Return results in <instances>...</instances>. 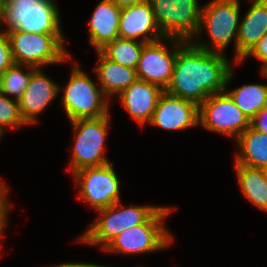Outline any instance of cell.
<instances>
[{
	"label": "cell",
	"instance_id": "6da1fadb",
	"mask_svg": "<svg viewBox=\"0 0 267 267\" xmlns=\"http://www.w3.org/2000/svg\"><path fill=\"white\" fill-rule=\"evenodd\" d=\"M224 54L198 48L186 41L178 50L173 75L165 92L195 102L226 90L233 70Z\"/></svg>",
	"mask_w": 267,
	"mask_h": 267
},
{
	"label": "cell",
	"instance_id": "7a4b0ae2",
	"mask_svg": "<svg viewBox=\"0 0 267 267\" xmlns=\"http://www.w3.org/2000/svg\"><path fill=\"white\" fill-rule=\"evenodd\" d=\"M59 13L53 0H6L1 23L8 29L37 34H62Z\"/></svg>",
	"mask_w": 267,
	"mask_h": 267
},
{
	"label": "cell",
	"instance_id": "3957f363",
	"mask_svg": "<svg viewBox=\"0 0 267 267\" xmlns=\"http://www.w3.org/2000/svg\"><path fill=\"white\" fill-rule=\"evenodd\" d=\"M14 63L25 67L62 63L71 55L64 49L62 34H37L21 30H6Z\"/></svg>",
	"mask_w": 267,
	"mask_h": 267
},
{
	"label": "cell",
	"instance_id": "277c9868",
	"mask_svg": "<svg viewBox=\"0 0 267 267\" xmlns=\"http://www.w3.org/2000/svg\"><path fill=\"white\" fill-rule=\"evenodd\" d=\"M239 0H212L202 7L199 32L195 38L200 36L201 29L205 26L211 39L210 44L193 43L198 48L210 52L223 53L229 42L235 37V57L237 63V37L239 30ZM199 35V36H198Z\"/></svg>",
	"mask_w": 267,
	"mask_h": 267
},
{
	"label": "cell",
	"instance_id": "5b68a950",
	"mask_svg": "<svg viewBox=\"0 0 267 267\" xmlns=\"http://www.w3.org/2000/svg\"><path fill=\"white\" fill-rule=\"evenodd\" d=\"M174 208L160 206L144 223L120 233L103 250L124 254L148 253L166 248L173 236L163 221Z\"/></svg>",
	"mask_w": 267,
	"mask_h": 267
},
{
	"label": "cell",
	"instance_id": "8992f818",
	"mask_svg": "<svg viewBox=\"0 0 267 267\" xmlns=\"http://www.w3.org/2000/svg\"><path fill=\"white\" fill-rule=\"evenodd\" d=\"M119 206L120 201L98 210L100 217L96 218V221L78 240L87 244H102L101 248L104 249L120 233L144 223L160 207L130 206L123 208L122 205Z\"/></svg>",
	"mask_w": 267,
	"mask_h": 267
},
{
	"label": "cell",
	"instance_id": "52a82bcc",
	"mask_svg": "<svg viewBox=\"0 0 267 267\" xmlns=\"http://www.w3.org/2000/svg\"><path fill=\"white\" fill-rule=\"evenodd\" d=\"M71 71L62 98L68 119H95L109 115V102L100 86L97 88L85 71L76 65Z\"/></svg>",
	"mask_w": 267,
	"mask_h": 267
},
{
	"label": "cell",
	"instance_id": "ba28073f",
	"mask_svg": "<svg viewBox=\"0 0 267 267\" xmlns=\"http://www.w3.org/2000/svg\"><path fill=\"white\" fill-rule=\"evenodd\" d=\"M110 115L95 119L70 121L74 128V146L69 168L75 173L84 168L100 167L109 164L104 155L105 138Z\"/></svg>",
	"mask_w": 267,
	"mask_h": 267
},
{
	"label": "cell",
	"instance_id": "9c48e42d",
	"mask_svg": "<svg viewBox=\"0 0 267 267\" xmlns=\"http://www.w3.org/2000/svg\"><path fill=\"white\" fill-rule=\"evenodd\" d=\"M155 20L164 37L194 42L202 8L197 0H150Z\"/></svg>",
	"mask_w": 267,
	"mask_h": 267
},
{
	"label": "cell",
	"instance_id": "30bf717a",
	"mask_svg": "<svg viewBox=\"0 0 267 267\" xmlns=\"http://www.w3.org/2000/svg\"><path fill=\"white\" fill-rule=\"evenodd\" d=\"M198 124L237 139L250 127V120L224 91L210 95L199 105Z\"/></svg>",
	"mask_w": 267,
	"mask_h": 267
},
{
	"label": "cell",
	"instance_id": "8fae6325",
	"mask_svg": "<svg viewBox=\"0 0 267 267\" xmlns=\"http://www.w3.org/2000/svg\"><path fill=\"white\" fill-rule=\"evenodd\" d=\"M79 184V197L95 208H107L120 200V183L113 163L100 167L84 168L73 173Z\"/></svg>",
	"mask_w": 267,
	"mask_h": 267
},
{
	"label": "cell",
	"instance_id": "7c38bea8",
	"mask_svg": "<svg viewBox=\"0 0 267 267\" xmlns=\"http://www.w3.org/2000/svg\"><path fill=\"white\" fill-rule=\"evenodd\" d=\"M168 39L176 46L172 47L173 51L161 43L163 39L145 43L136 68L138 80L157 85L164 91L171 81L177 52L186 42L176 38Z\"/></svg>",
	"mask_w": 267,
	"mask_h": 267
},
{
	"label": "cell",
	"instance_id": "4fadbf2b",
	"mask_svg": "<svg viewBox=\"0 0 267 267\" xmlns=\"http://www.w3.org/2000/svg\"><path fill=\"white\" fill-rule=\"evenodd\" d=\"M199 106L165 91L160 95L150 124L166 130H183L198 124Z\"/></svg>",
	"mask_w": 267,
	"mask_h": 267
},
{
	"label": "cell",
	"instance_id": "5bb4252c",
	"mask_svg": "<svg viewBox=\"0 0 267 267\" xmlns=\"http://www.w3.org/2000/svg\"><path fill=\"white\" fill-rule=\"evenodd\" d=\"M119 37L129 40H138L142 37L140 41L145 43L167 39L155 20L150 0H144L121 10Z\"/></svg>",
	"mask_w": 267,
	"mask_h": 267
},
{
	"label": "cell",
	"instance_id": "9a60e30c",
	"mask_svg": "<svg viewBox=\"0 0 267 267\" xmlns=\"http://www.w3.org/2000/svg\"><path fill=\"white\" fill-rule=\"evenodd\" d=\"M58 84L51 81L40 68L31 75L28 86L18 101L22 118L27 124L37 123L36 116L52 102L60 91Z\"/></svg>",
	"mask_w": 267,
	"mask_h": 267
},
{
	"label": "cell",
	"instance_id": "2e32d148",
	"mask_svg": "<svg viewBox=\"0 0 267 267\" xmlns=\"http://www.w3.org/2000/svg\"><path fill=\"white\" fill-rule=\"evenodd\" d=\"M160 87L136 80L119 94L122 105L139 125L150 123L160 95Z\"/></svg>",
	"mask_w": 267,
	"mask_h": 267
},
{
	"label": "cell",
	"instance_id": "e0dca14e",
	"mask_svg": "<svg viewBox=\"0 0 267 267\" xmlns=\"http://www.w3.org/2000/svg\"><path fill=\"white\" fill-rule=\"evenodd\" d=\"M121 10L112 0H102L97 4L89 23V44L96 51L119 37Z\"/></svg>",
	"mask_w": 267,
	"mask_h": 267
},
{
	"label": "cell",
	"instance_id": "ac0fdd59",
	"mask_svg": "<svg viewBox=\"0 0 267 267\" xmlns=\"http://www.w3.org/2000/svg\"><path fill=\"white\" fill-rule=\"evenodd\" d=\"M237 64L267 33V1H253L244 19L239 22Z\"/></svg>",
	"mask_w": 267,
	"mask_h": 267
},
{
	"label": "cell",
	"instance_id": "d6986e66",
	"mask_svg": "<svg viewBox=\"0 0 267 267\" xmlns=\"http://www.w3.org/2000/svg\"><path fill=\"white\" fill-rule=\"evenodd\" d=\"M99 62L95 67L99 86L105 96L119 95L137 80L136 69L114 63L97 51Z\"/></svg>",
	"mask_w": 267,
	"mask_h": 267
},
{
	"label": "cell",
	"instance_id": "ffe728a7",
	"mask_svg": "<svg viewBox=\"0 0 267 267\" xmlns=\"http://www.w3.org/2000/svg\"><path fill=\"white\" fill-rule=\"evenodd\" d=\"M241 154H236V163L252 168L267 164V134L249 127L237 139Z\"/></svg>",
	"mask_w": 267,
	"mask_h": 267
},
{
	"label": "cell",
	"instance_id": "44dd1931",
	"mask_svg": "<svg viewBox=\"0 0 267 267\" xmlns=\"http://www.w3.org/2000/svg\"><path fill=\"white\" fill-rule=\"evenodd\" d=\"M236 173L243 195L254 206L267 212V178L262 168H252L236 163Z\"/></svg>",
	"mask_w": 267,
	"mask_h": 267
},
{
	"label": "cell",
	"instance_id": "7402d4cb",
	"mask_svg": "<svg viewBox=\"0 0 267 267\" xmlns=\"http://www.w3.org/2000/svg\"><path fill=\"white\" fill-rule=\"evenodd\" d=\"M225 92L249 120L267 107V85L248 84Z\"/></svg>",
	"mask_w": 267,
	"mask_h": 267
},
{
	"label": "cell",
	"instance_id": "603a6c76",
	"mask_svg": "<svg viewBox=\"0 0 267 267\" xmlns=\"http://www.w3.org/2000/svg\"><path fill=\"white\" fill-rule=\"evenodd\" d=\"M144 45L145 42L118 37L108 43L100 52L114 63L136 69Z\"/></svg>",
	"mask_w": 267,
	"mask_h": 267
},
{
	"label": "cell",
	"instance_id": "cb8c5ba5",
	"mask_svg": "<svg viewBox=\"0 0 267 267\" xmlns=\"http://www.w3.org/2000/svg\"><path fill=\"white\" fill-rule=\"evenodd\" d=\"M22 65L14 64L0 76V91L4 95H14V100L19 101L26 90L32 73L37 69L28 66V72L22 71Z\"/></svg>",
	"mask_w": 267,
	"mask_h": 267
},
{
	"label": "cell",
	"instance_id": "d4e9b609",
	"mask_svg": "<svg viewBox=\"0 0 267 267\" xmlns=\"http://www.w3.org/2000/svg\"><path fill=\"white\" fill-rule=\"evenodd\" d=\"M26 124L20 112L19 102L13 101L0 91V134L3 135L5 126L18 129Z\"/></svg>",
	"mask_w": 267,
	"mask_h": 267
},
{
	"label": "cell",
	"instance_id": "484cf974",
	"mask_svg": "<svg viewBox=\"0 0 267 267\" xmlns=\"http://www.w3.org/2000/svg\"><path fill=\"white\" fill-rule=\"evenodd\" d=\"M14 64L10 40L5 30L0 32V76Z\"/></svg>",
	"mask_w": 267,
	"mask_h": 267
},
{
	"label": "cell",
	"instance_id": "4316f807",
	"mask_svg": "<svg viewBox=\"0 0 267 267\" xmlns=\"http://www.w3.org/2000/svg\"><path fill=\"white\" fill-rule=\"evenodd\" d=\"M7 188L5 186V183L0 182V239H1V234L3 233L2 230L5 227L6 224V218L7 217V212L9 211L11 207V202L7 200Z\"/></svg>",
	"mask_w": 267,
	"mask_h": 267
},
{
	"label": "cell",
	"instance_id": "83f0119b",
	"mask_svg": "<svg viewBox=\"0 0 267 267\" xmlns=\"http://www.w3.org/2000/svg\"><path fill=\"white\" fill-rule=\"evenodd\" d=\"M254 55L259 61H261L263 66L267 64V33L257 42V44L252 48V50L239 62L248 58V56Z\"/></svg>",
	"mask_w": 267,
	"mask_h": 267
},
{
	"label": "cell",
	"instance_id": "f1b7e54d",
	"mask_svg": "<svg viewBox=\"0 0 267 267\" xmlns=\"http://www.w3.org/2000/svg\"><path fill=\"white\" fill-rule=\"evenodd\" d=\"M250 127L254 130L267 134V107L262 108L250 120Z\"/></svg>",
	"mask_w": 267,
	"mask_h": 267
},
{
	"label": "cell",
	"instance_id": "f546056e",
	"mask_svg": "<svg viewBox=\"0 0 267 267\" xmlns=\"http://www.w3.org/2000/svg\"><path fill=\"white\" fill-rule=\"evenodd\" d=\"M54 267H108V266H103V265H98V264H91V263H63L59 265H55Z\"/></svg>",
	"mask_w": 267,
	"mask_h": 267
},
{
	"label": "cell",
	"instance_id": "4dcf8cb0",
	"mask_svg": "<svg viewBox=\"0 0 267 267\" xmlns=\"http://www.w3.org/2000/svg\"><path fill=\"white\" fill-rule=\"evenodd\" d=\"M119 8L123 9L144 0H112Z\"/></svg>",
	"mask_w": 267,
	"mask_h": 267
},
{
	"label": "cell",
	"instance_id": "1f68e13d",
	"mask_svg": "<svg viewBox=\"0 0 267 267\" xmlns=\"http://www.w3.org/2000/svg\"><path fill=\"white\" fill-rule=\"evenodd\" d=\"M261 73L267 78V64L261 68Z\"/></svg>",
	"mask_w": 267,
	"mask_h": 267
},
{
	"label": "cell",
	"instance_id": "d6a6232c",
	"mask_svg": "<svg viewBox=\"0 0 267 267\" xmlns=\"http://www.w3.org/2000/svg\"><path fill=\"white\" fill-rule=\"evenodd\" d=\"M5 1L6 0H0V16L2 14V10H3V7H4Z\"/></svg>",
	"mask_w": 267,
	"mask_h": 267
},
{
	"label": "cell",
	"instance_id": "836d02e7",
	"mask_svg": "<svg viewBox=\"0 0 267 267\" xmlns=\"http://www.w3.org/2000/svg\"><path fill=\"white\" fill-rule=\"evenodd\" d=\"M262 170L264 172V175L266 176L267 178V164L265 166L262 167Z\"/></svg>",
	"mask_w": 267,
	"mask_h": 267
}]
</instances>
